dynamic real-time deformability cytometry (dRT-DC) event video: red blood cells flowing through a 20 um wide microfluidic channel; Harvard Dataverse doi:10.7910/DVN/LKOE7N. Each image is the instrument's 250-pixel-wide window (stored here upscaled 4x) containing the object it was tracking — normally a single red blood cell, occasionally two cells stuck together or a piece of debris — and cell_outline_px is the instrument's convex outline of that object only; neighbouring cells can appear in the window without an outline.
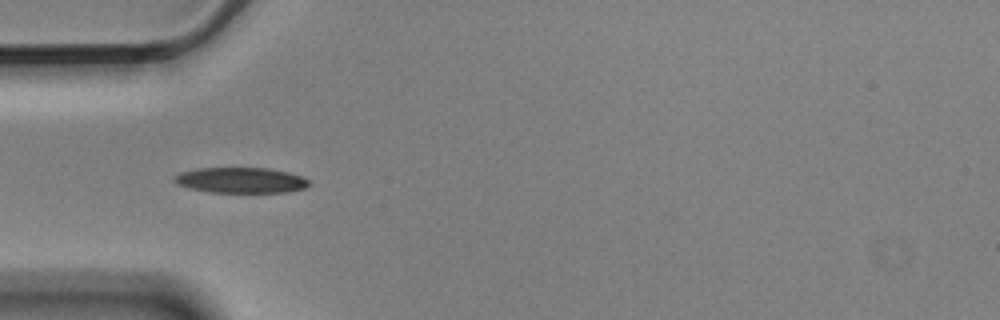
{"species": "Egyptian fruit bat (a non-hibernating species)", "species_latin": "Rousettus aegyptiacus", "temperature_condition": "cold", "stored_images_in_passage": 40, "camera_frame_rate_fps": 3000, "um_per_image_px": 0.085, "animal": {"sex": "male"}, "frame": {"image": 1, "passage_image": 1, "time_ms": 0.0, "image_size_px": [1000, 320], "cell_outline_px": [[308, 184], [304, 188], [288, 192], [208, 192], [188, 188], [176, 184], [172, 180], [172, 176], [180, 172], [196, 168], [268, 168], [288, 172], [300, 176], [308, 180]], "centroid_in_image_um": [20.38, 15.31], "position_along_channel_um": 64.6, "area_um2": 20.11}}
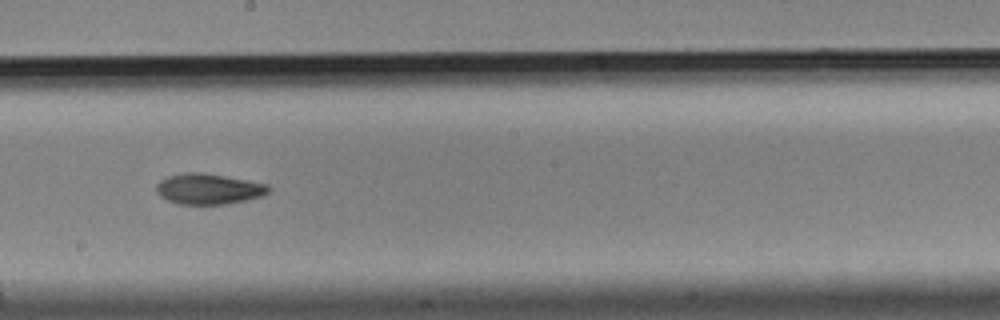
{"frame": {"image": 2, "passage_image": 15, "time_ms": 4.667, "image_size_px": [1000, 320], "cell_outline_px": [[268, 192], [260, 196], [248, 200], [228, 204], [180, 204], [168, 200], [160, 196], [156, 192], [156, 184], [160, 180], [168, 176], [184, 172], [204, 172], [248, 180], [268, 184]], "centroid_in_image_um": [17.7, 16.05], "position_along_channel_um": 230.5, "area_um2": 20.11}}
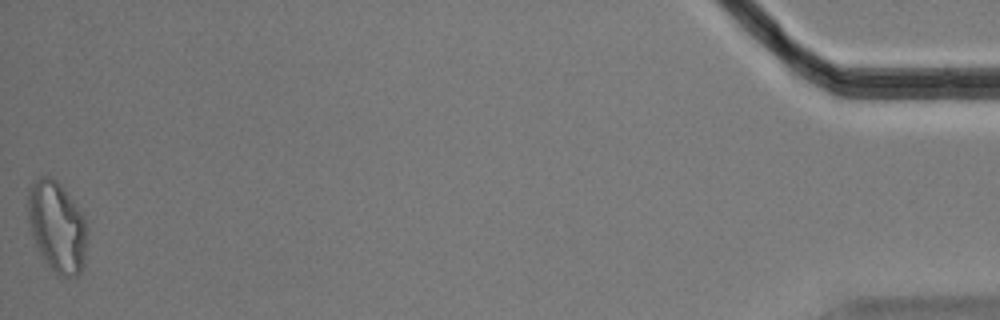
{"frame": {"image": 3, "passage_image": 40, "time_ms": 13.0, "image_size_px": [1000, 320], "cell_outline_px": [[88, 232], [84, 264], [80, 272], [76, 276], [56, 276], [44, 260], [36, 244], [28, 220], [28, 188], [40, 176], [48, 176], [56, 180], [60, 184], [84, 216]], "centroid_in_image_um": [4.86, 19.29], "position_along_channel_um": 430.3, "area_um2": 31.27}, "authors_computed_cell_mechanics": {"area_um2": 20.3745, "velocity_mm_per_s": 3.5547, "shape_relaxation_time_tau1_ms": 6.022, "shape_relaxation_time_tau2_ms": 6.9712, "deformation_change_tau1": 0.1443, "deformation_change_tau2": 0.0997}}